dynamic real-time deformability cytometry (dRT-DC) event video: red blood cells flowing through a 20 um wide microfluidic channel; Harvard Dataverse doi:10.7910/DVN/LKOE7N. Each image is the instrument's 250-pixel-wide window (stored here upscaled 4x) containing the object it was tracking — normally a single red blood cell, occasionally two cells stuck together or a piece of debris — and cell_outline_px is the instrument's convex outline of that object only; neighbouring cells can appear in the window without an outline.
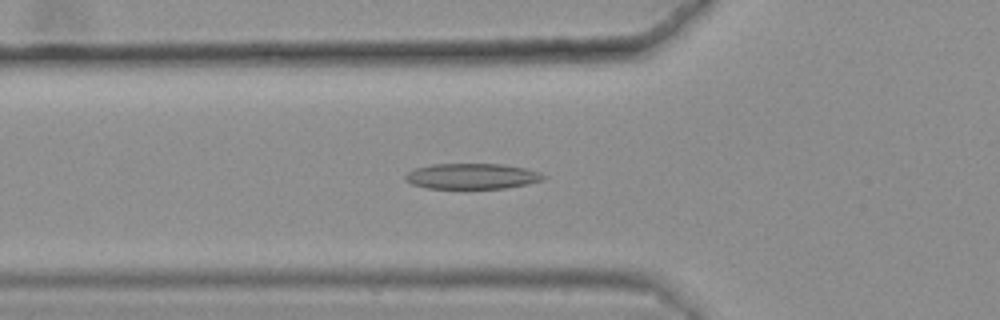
{"species": "common noctule bat (a hibernating species)", "species_latin": "Nyctalus noctula", "temperature_condition": "warm", "stored_images_in_passage": 48, "camera_frame_rate_fps": 3000, "um_per_image_px": 0.085, "animal": {"sex": "female", "body_mass_g": 25.1}, "frame": {"image": 1, "passage_image": 20, "time_ms": 6.333, "image_size_px": [1000, 320], "cell_outline_px": [[548, 176], [544, 180], [528, 184], [504, 188], [428, 188], [412, 184], [404, 180], [404, 176], [408, 172], [416, 168], [432, 164], [504, 164], [524, 168], [540, 172]], "centroid_in_image_um": [40.15, 14.97], "position_along_channel_um": 85.7, "area_um2": 20.63}}
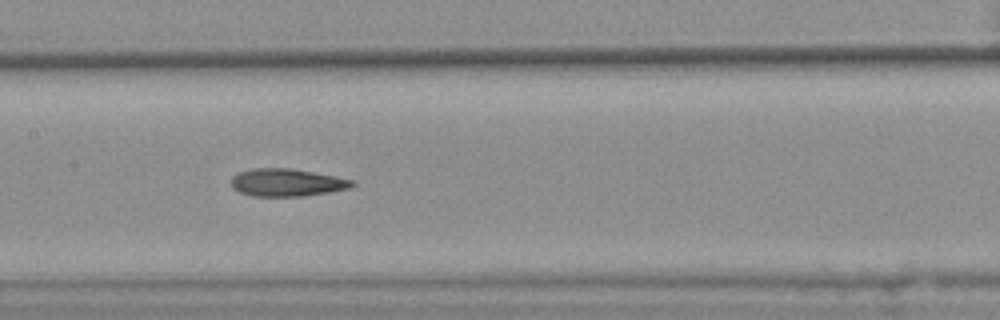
{"frame": {"image": 2, "passage_image": 28, "time_ms": 9.0, "image_size_px": [1000, 320], "cell_outline_px": [[356, 184], [348, 188], [328, 192], [304, 196], [252, 196], [240, 192], [232, 188], [232, 176], [240, 172], [252, 168], [288, 168], [336, 176], [356, 180]], "centroid_in_image_um": [24.39, 15.51], "position_along_channel_um": 183.0, "area_um2": 19.42}}
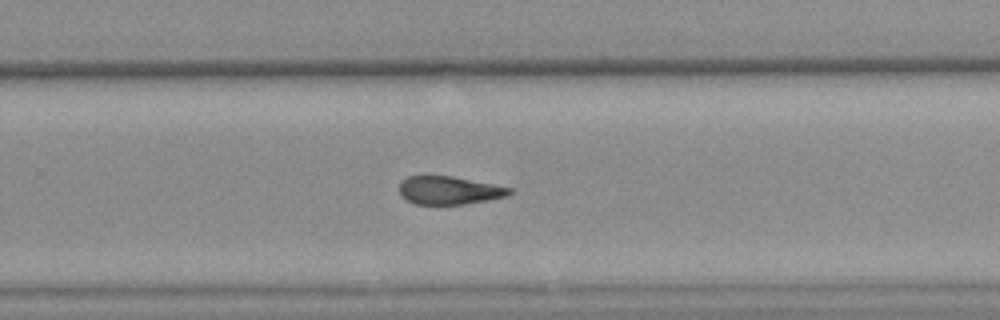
{"frame": {"image": 3, "passage_image": 37, "time_ms": 12.0, "image_size_px": [1000, 320], "cell_outline_px": [[512, 192], [508, 196], [488, 200], [464, 204], [416, 204], [408, 200], [400, 192], [400, 184], [408, 176], [452, 176], [512, 188]], "centroid_in_image_um": [38.22, 16.18], "position_along_channel_um": 291.6, "area_um2": 17.74}, "authors_computed_cell_mechanics": {"area_um2": 19.8832, "velocity_mm_per_s": 3.633, "shape_relaxation_time_tau1_ms": null, "shape_relaxation_time_tau2_ms": 4.5029, "deformation_change_tau1": null, "deformation_change_tau2": 0.1471}}